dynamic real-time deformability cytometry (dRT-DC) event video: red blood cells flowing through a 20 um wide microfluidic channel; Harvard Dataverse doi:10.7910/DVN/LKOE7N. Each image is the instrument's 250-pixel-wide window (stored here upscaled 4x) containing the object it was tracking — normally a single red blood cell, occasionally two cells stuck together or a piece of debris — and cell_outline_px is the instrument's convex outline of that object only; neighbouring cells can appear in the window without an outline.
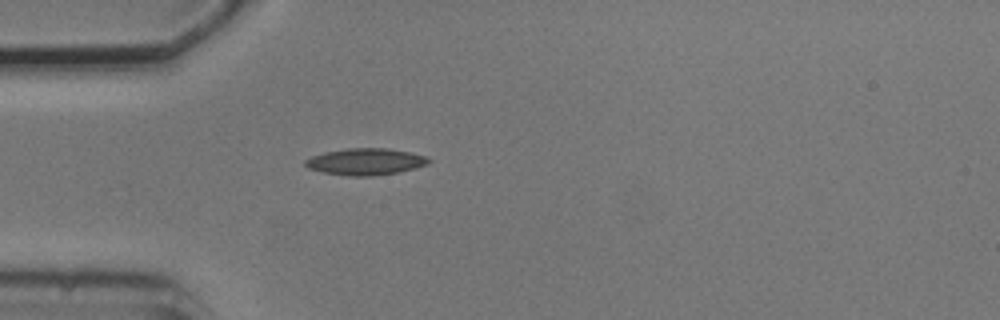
{"species": "common noctule bat (a hibernating species)", "species_latin": "Nyctalus noctula", "temperature_condition": "cold", "stored_images_in_passage": 1, "camera_frame_rate_fps": 3000, "um_per_image_px": 0.085, "animal": {"sex": "male", "body_mass_g": 20.5, "forearm_length_mm": 52.5}, "frame": {"image": 1, "passage_image": 1, "time_ms": 0.0, "image_size_px": [1000, 320], "cell_outline_px": [[432, 160], [428, 164], [416, 168], [400, 172], [372, 176], [348, 176], [324, 172], [308, 168], [304, 164], [304, 160], [312, 156], [324, 152], [348, 148], [388, 148], [428, 156]], "centroid_in_image_um": [31.1, 13.74], "position_along_channel_um": 53.9, "area_um2": 19.31}}